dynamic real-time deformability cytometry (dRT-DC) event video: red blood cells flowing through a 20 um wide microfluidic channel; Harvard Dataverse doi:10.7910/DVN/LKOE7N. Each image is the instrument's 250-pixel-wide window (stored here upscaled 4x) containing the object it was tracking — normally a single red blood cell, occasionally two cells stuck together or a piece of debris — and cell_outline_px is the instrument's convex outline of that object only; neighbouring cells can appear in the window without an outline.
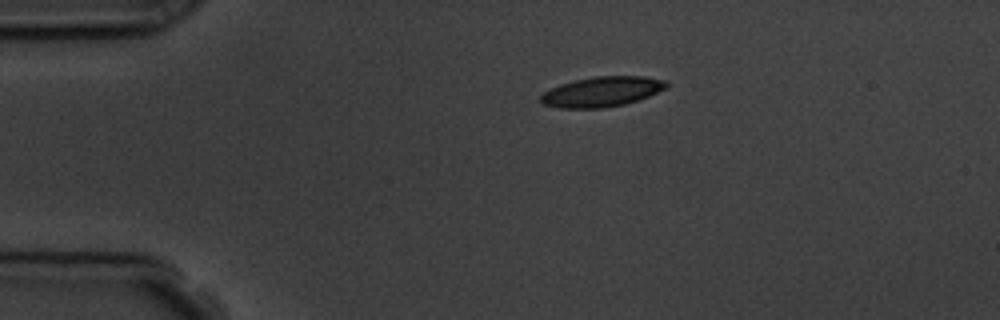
{"species": "common noctule bat (a hibernating species)", "species_latin": "Nyctalus noctula", "temperature_condition": "room temperature", "stored_images_in_passage": 5, "camera_frame_rate_fps": 3000, "um_per_image_px": 0.085, "animal": {"sex": "male", "body_mass_g": 19.5, "forearm_length_mm": 54.6}, "frame": {"image": 1, "passage_image": 5, "time_ms": 6.333, "image_size_px": [1000, 320], "cell_outline_px": [[668, 88], [648, 96], [624, 104], [600, 108], [560, 108], [544, 104], [540, 100], [540, 96], [544, 92], [560, 84], [592, 76], [644, 76], [664, 80], [668, 84]], "centroid_in_image_um": [51.17, 7.78], "position_along_channel_um": 33.8, "area_um2": 21.85}}